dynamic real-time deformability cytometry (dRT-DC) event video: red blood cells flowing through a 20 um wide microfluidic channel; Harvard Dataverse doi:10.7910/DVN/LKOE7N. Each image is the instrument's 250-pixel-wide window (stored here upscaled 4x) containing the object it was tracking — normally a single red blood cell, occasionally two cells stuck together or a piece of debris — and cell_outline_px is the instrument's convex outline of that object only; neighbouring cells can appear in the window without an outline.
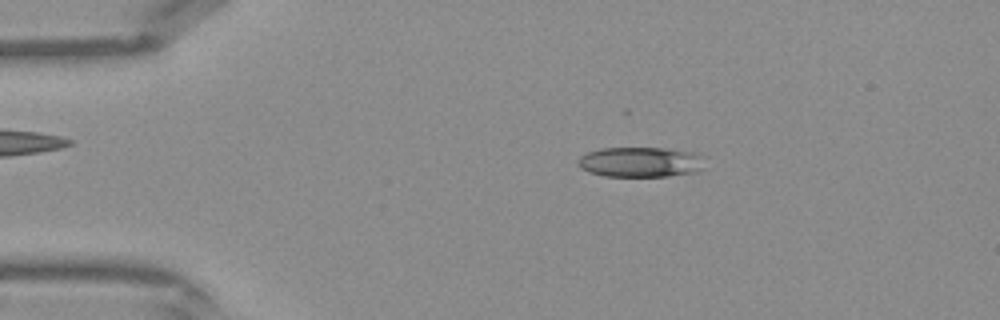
{"species": "Egyptian fruit bat (a non-hibernating species)", "species_latin": "Rousettus aegyptiacus", "temperature_condition": "warm", "stored_images_in_passage": 41, "camera_frame_rate_fps": 3000, "um_per_image_px": 0.085, "frame": {"image": 1, "passage_image": 7, "time_ms": 2.0, "image_size_px": [1000, 320], "cell_outline_px": [[704, 168], [696, 172], [668, 176], [604, 176], [588, 172], [580, 168], [576, 160], [580, 156], [588, 152], [600, 148], [664, 148], [696, 152], [704, 156]], "centroid_in_image_um": [54.46, 13.77], "position_along_channel_um": 30.5, "area_um2": 22.6}}
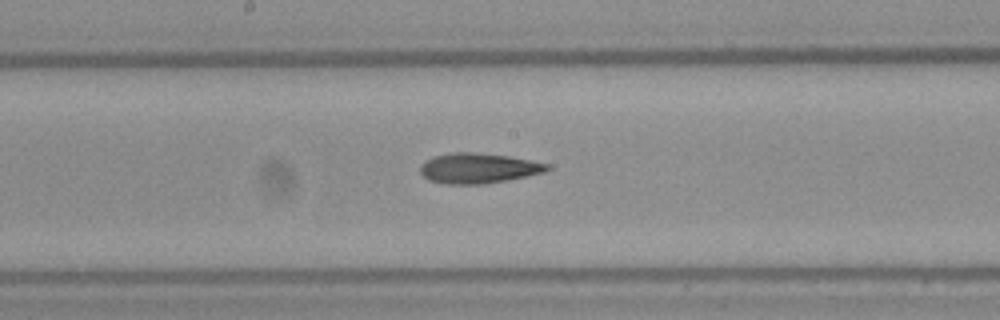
{"frame": {"image": 2, "passage_image": 21, "time_ms": 6.667, "image_size_px": [1000, 320], "cell_outline_px": [[552, 168], [544, 172], [528, 176], [508, 180], [480, 184], [444, 184], [428, 180], [420, 172], [420, 164], [436, 156], [452, 152], [472, 152], [508, 156], [532, 160], [548, 164]], "centroid_in_image_um": [40.67, 14.3], "position_along_channel_um": 207.5, "area_um2": 22.31}}
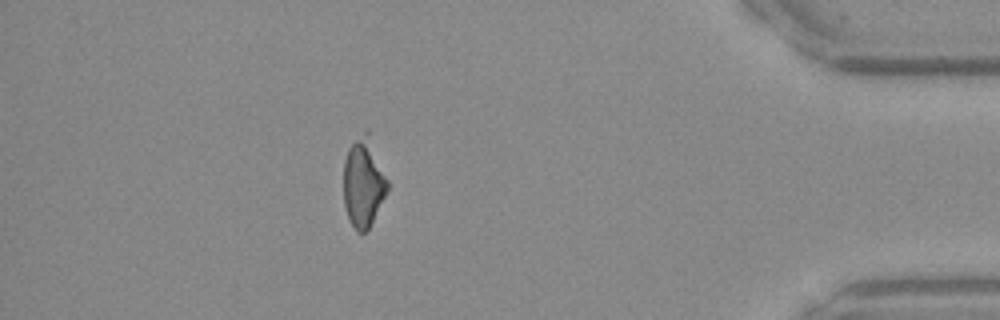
{"frame": {"image": 3, "passage_image": 36, "time_ms": 11.667, "image_size_px": [1000, 320], "cell_outline_px": [[388, 188], [368, 228], [364, 232], [356, 232], [348, 220], [344, 204], [344, 160], [348, 148], [368, 128], [388, 180]], "centroid_in_image_um": [30.88, 15.5], "position_along_channel_um": 404.3, "area_um2": 22.66}}